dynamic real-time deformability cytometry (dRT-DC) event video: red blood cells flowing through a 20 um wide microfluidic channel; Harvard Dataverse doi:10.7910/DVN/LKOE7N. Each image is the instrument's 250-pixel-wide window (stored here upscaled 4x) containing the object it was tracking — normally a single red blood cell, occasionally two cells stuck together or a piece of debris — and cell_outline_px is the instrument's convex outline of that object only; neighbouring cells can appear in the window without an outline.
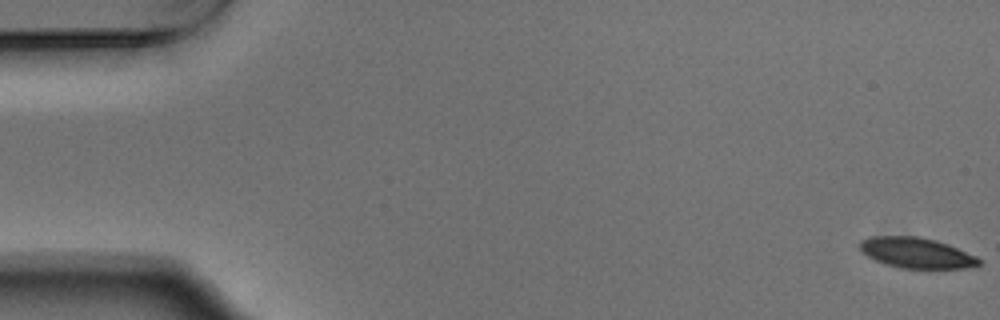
{"species": "Egyptian fruit bat (a non-hibernating species)", "species_latin": "Rousettus aegyptiacus", "temperature_condition": "warm", "stored_images_in_passage": 56, "camera_frame_rate_fps": 3000, "um_per_image_px": 0.085, "animal": {"sex": "male"}, "frame": {"image": 1, "passage_image": 1, "time_ms": 0.0, "image_size_px": [1000, 320], "cell_outline_px": [[980, 264], [964, 268], [900, 268], [884, 264], [860, 252], [860, 240], [868, 236], [916, 236], [936, 240], [948, 244], [976, 256], [980, 260]], "centroid_in_image_um": [77.85, 21.48], "position_along_channel_um": 7.2, "area_um2": 21.15}}
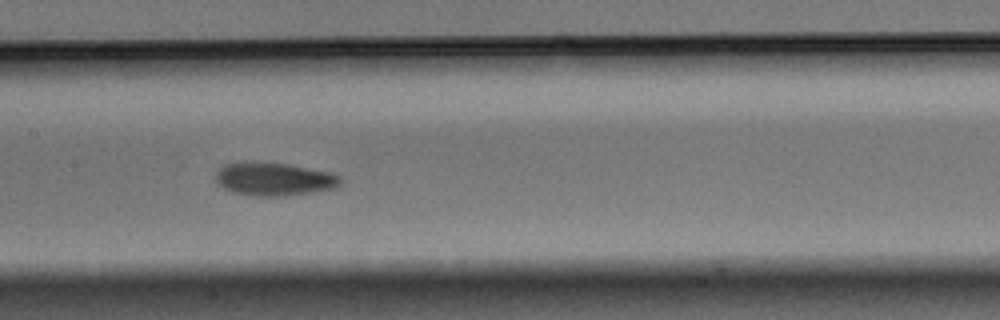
{"frame": {"image": 2, "passage_image": 27, "time_ms": 8.667, "image_size_px": [1000, 320], "cell_outline_px": [[340, 184], [336, 188], [312, 192], [284, 196], [248, 196], [232, 192], [224, 188], [216, 180], [216, 172], [224, 164], [288, 164], [328, 172], [340, 176]], "centroid_in_image_um": [23.32, 15.27], "position_along_channel_um": 184.1, "area_um2": 23.41}}
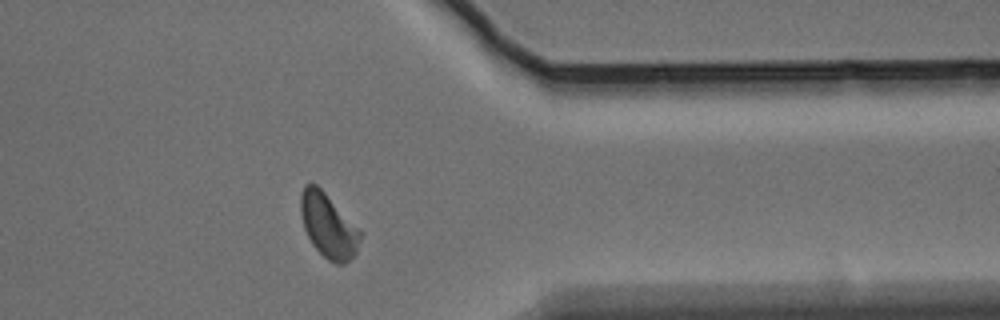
{"frame": {"image": 3, "passage_image": 44, "time_ms": 14.333, "image_size_px": [1000, 320], "cell_outline_px": [[360, 240], [356, 252], [344, 264], [336, 264], [328, 260], [312, 244], [304, 228], [300, 212], [300, 192], [304, 184], [316, 184], [324, 192], [360, 232]], "centroid_in_image_um": [27.85, 19.18], "position_along_channel_um": 383.6, "area_um2": 21.62}, "authors_computed_cell_mechanics": {"area_um2": 22.831, "velocity_mm_per_s": 3.7156, "shape_relaxation_time_tau1_ms": 3.6448, "shape_relaxation_time_tau2_ms": 2.5969, "deformation_change_tau1": 0.1201, "deformation_change_tau2": 0.0756}}